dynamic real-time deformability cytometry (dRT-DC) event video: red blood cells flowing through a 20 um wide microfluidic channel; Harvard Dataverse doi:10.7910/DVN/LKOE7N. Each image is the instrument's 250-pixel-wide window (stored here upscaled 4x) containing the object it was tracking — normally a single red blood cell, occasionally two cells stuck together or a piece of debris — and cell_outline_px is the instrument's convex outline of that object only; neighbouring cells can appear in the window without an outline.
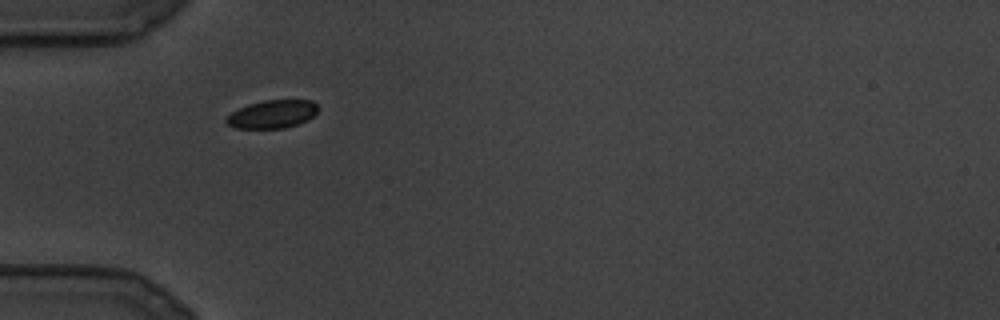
{"species": "common noctule bat (a hibernating species)", "species_latin": "Nyctalus noctula", "temperature_condition": "cold", "stored_images_in_passage": 74, "camera_frame_rate_fps": 3000, "um_per_image_px": 0.085, "animal": {"sex": "male", "body_mass_g": 19.5, "forearm_length_mm": 54.6}, "frame": {"image": 1, "passage_image": 1, "time_ms": 0.0, "image_size_px": [1000, 320], "cell_outline_px": [[320, 108], [308, 120], [284, 128], [236, 128], [228, 124], [224, 120], [232, 112], [248, 104], [264, 100], [312, 100]], "centroid_in_image_um": [23.16, 9.69], "position_along_channel_um": 61.8, "area_um2": 14.91}}
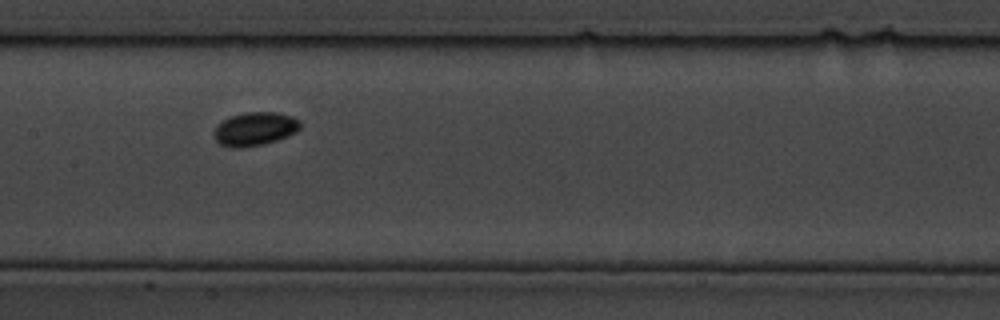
{"frame": {"image": 2, "passage_image": 21, "time_ms": 6.667, "image_size_px": [1000, 320], "cell_outline_px": [[300, 128], [296, 132], [288, 136], [264, 144], [240, 148], [232, 148], [220, 144], [216, 140], [216, 128], [224, 120], [232, 116], [248, 112], [276, 112], [292, 116], [300, 120]], "centroid_in_image_um": [21.72, 10.96], "position_along_channel_um": 185.7, "area_um2": 16.59}}
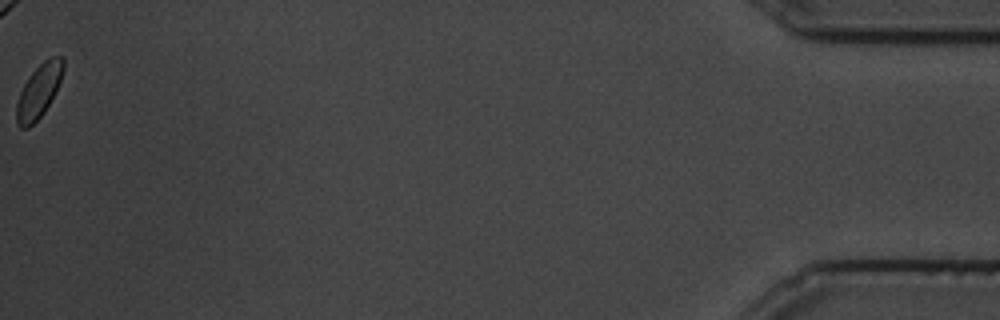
{"frame": {"image": 3, "passage_image": 74, "time_ms": 24.333, "image_size_px": [1000, 320], "cell_outline_px": [[64, 68], [60, 80], [44, 112], [28, 128], [20, 128], [16, 124], [16, 104], [20, 92], [24, 84], [32, 72], [48, 56], [60, 56], [64, 60]], "centroid_in_image_um": [3.28, 7.73], "position_along_channel_um": 431.9, "area_um2": 14.33}}